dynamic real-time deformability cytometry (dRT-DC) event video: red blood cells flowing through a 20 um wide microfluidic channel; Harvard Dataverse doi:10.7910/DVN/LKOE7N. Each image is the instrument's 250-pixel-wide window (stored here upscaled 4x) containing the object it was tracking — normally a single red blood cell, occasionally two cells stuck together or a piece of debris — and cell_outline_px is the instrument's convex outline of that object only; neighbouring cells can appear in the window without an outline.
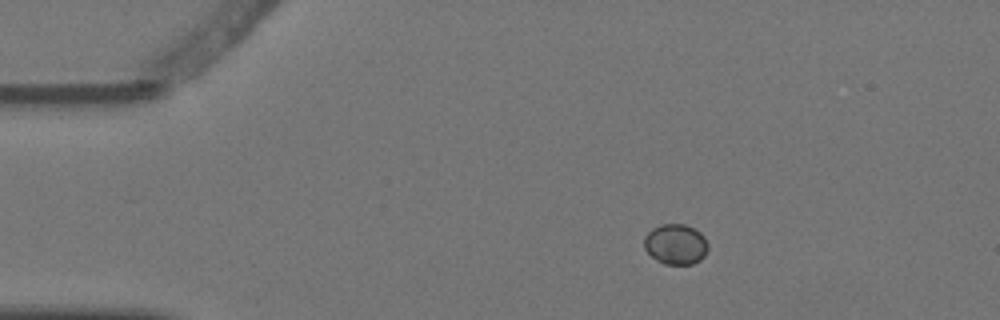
{"species": "Egyptian fruit bat (a non-hibernating species)", "species_latin": "Rousettus aegyptiacus", "temperature_condition": "warm", "stored_images_in_passage": 2, "camera_frame_rate_fps": 3000, "um_per_image_px": 0.085, "animal": {"sex": "female"}, "frame": {"image": 1, "passage_image": 1, "time_ms": 0.0, "image_size_px": [1000, 320], "cell_outline_px": [[708, 248], [704, 256], [700, 260], [692, 264], [664, 264], [656, 260], [644, 248], [644, 236], [652, 228], [660, 224], [684, 224], [700, 232], [704, 236], [708, 244]], "centroid_in_image_um": [57.42, 20.76], "position_along_channel_um": 27.6, "area_um2": 15.09}}